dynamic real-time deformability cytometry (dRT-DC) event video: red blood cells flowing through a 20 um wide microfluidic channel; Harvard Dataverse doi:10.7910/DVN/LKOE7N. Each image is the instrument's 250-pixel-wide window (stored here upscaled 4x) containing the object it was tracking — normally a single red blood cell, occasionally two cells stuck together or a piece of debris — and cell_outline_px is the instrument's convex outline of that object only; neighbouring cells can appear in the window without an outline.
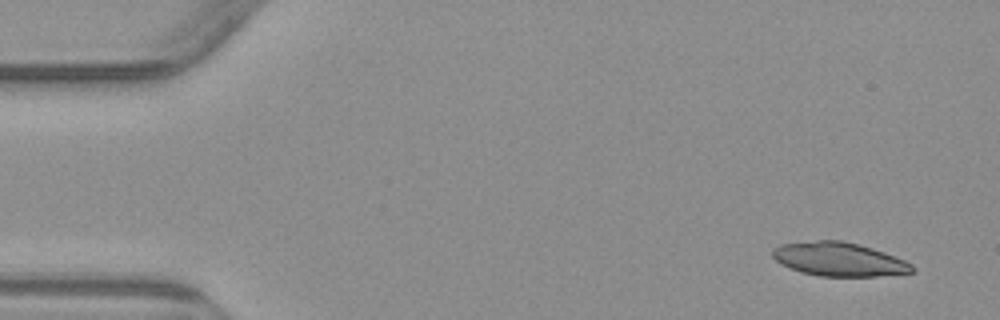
{"species": "common noctule bat (a hibernating species)", "species_latin": "Nyctalus noctula", "temperature_condition": "warm", "stored_images_in_passage": 3, "camera_frame_rate_fps": 3000, "um_per_image_px": 0.085, "animal": {"sex": "male", "body_mass_g": 23.1, "forearm_length_mm": 52.7}, "frame": {"image": 1, "passage_image": 1, "time_ms": 0.0, "image_size_px": [1000, 320], "cell_outline_px": [[916, 268], [912, 272], [876, 276], [820, 276], [800, 272], [780, 264], [772, 256], [772, 248], [780, 244], [820, 240], [840, 240], [860, 244], [884, 252], [904, 260], [912, 264]], "centroid_in_image_um": [71.29, 22.03], "position_along_channel_um": 13.7, "area_um2": 27.46}}